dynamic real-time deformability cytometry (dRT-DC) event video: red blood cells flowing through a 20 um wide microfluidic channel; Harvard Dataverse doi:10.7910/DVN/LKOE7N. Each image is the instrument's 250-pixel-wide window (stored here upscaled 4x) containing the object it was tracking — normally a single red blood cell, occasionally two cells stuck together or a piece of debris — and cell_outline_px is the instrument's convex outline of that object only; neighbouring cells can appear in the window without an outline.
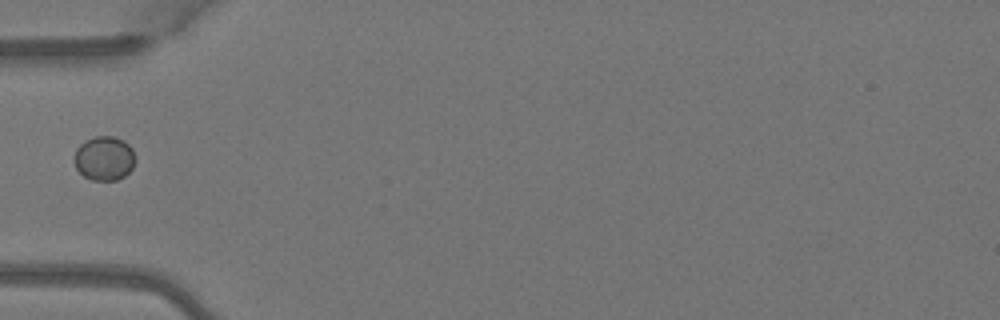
{"species": "Egyptian fruit bat (a non-hibernating species)", "species_latin": "Rousettus aegyptiacus", "temperature_condition": "warm", "stored_images_in_passage": 5, "camera_frame_rate_fps": 3000, "um_per_image_px": 0.085, "animal": {"sex": "female"}, "frame": {"image": 1, "passage_image": 5, "time_ms": 1.333, "image_size_px": [1000, 320], "cell_outline_px": [[136, 160], [132, 168], [124, 176], [116, 180], [92, 180], [84, 176], [76, 168], [76, 148], [84, 140], [96, 136], [112, 136], [124, 140], [132, 148], [136, 156]], "centroid_in_image_um": [8.9, 13.44], "position_along_channel_um": 76.1, "area_um2": 15.72}}